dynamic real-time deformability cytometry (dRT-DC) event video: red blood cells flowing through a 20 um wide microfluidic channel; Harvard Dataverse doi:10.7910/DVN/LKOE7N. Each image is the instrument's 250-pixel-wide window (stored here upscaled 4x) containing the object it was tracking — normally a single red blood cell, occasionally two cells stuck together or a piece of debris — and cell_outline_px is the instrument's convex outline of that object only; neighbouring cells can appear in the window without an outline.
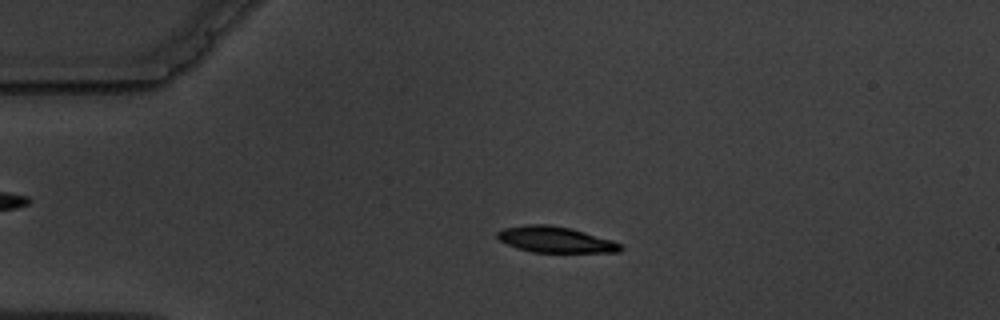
{"species": "common noctule bat (a hibernating species)", "species_latin": "Nyctalus noctula", "temperature_condition": "warm", "stored_images_in_passage": 4, "camera_frame_rate_fps": 3000, "um_per_image_px": 0.085, "animal": {"sex": "male", "body_mass_g": 19.5, "forearm_length_mm": 54.6}, "frame": {"image": 1, "passage_image": 3, "time_ms": 2.333, "image_size_px": [1000, 320], "cell_outline_px": [[624, 248], [620, 252], [532, 252], [516, 248], [500, 240], [496, 236], [496, 232], [504, 228], [524, 224], [548, 224], [572, 228], [612, 240], [620, 244]], "centroid_in_image_um": [47.2, 20.36], "position_along_channel_um": 37.8, "area_um2": 18.73}}